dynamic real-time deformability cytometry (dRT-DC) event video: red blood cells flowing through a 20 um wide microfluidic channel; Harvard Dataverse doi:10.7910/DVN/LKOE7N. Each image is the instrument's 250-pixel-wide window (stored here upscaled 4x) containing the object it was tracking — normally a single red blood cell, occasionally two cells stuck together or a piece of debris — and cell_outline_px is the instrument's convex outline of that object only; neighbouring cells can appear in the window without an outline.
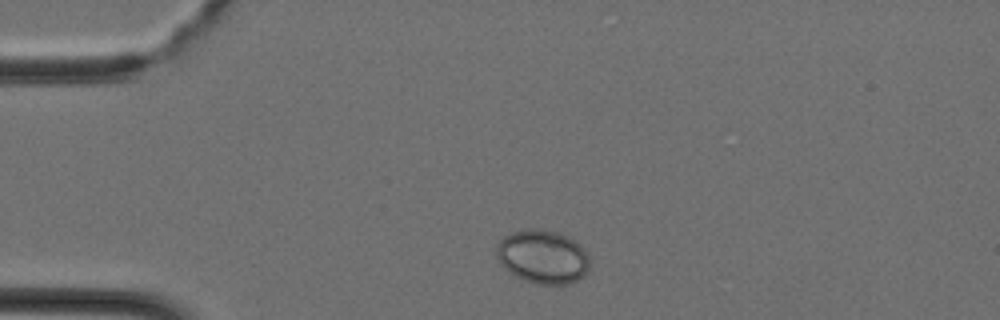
{"species": "Egyptian fruit bat (a non-hibernating species)", "species_latin": "Rousettus aegyptiacus", "temperature_condition": "cold", "stored_images_in_passage": 33, "camera_frame_rate_fps": 3000, "um_per_image_px": 0.085, "animal": {"sex": "female"}, "frame": {"image": 1, "passage_image": 3, "time_ms": 0.667, "image_size_px": [1000, 320], "cell_outline_px": [[588, 272], [584, 276], [568, 284], [540, 284], [524, 280], [516, 276], [504, 268], [500, 264], [496, 256], [496, 244], [504, 236], [512, 232], [532, 228], [536, 228], [556, 232], [568, 236], [576, 240], [588, 252]], "centroid_in_image_um": [46.13, 21.81], "position_along_channel_um": 38.9, "area_um2": 29.36}}
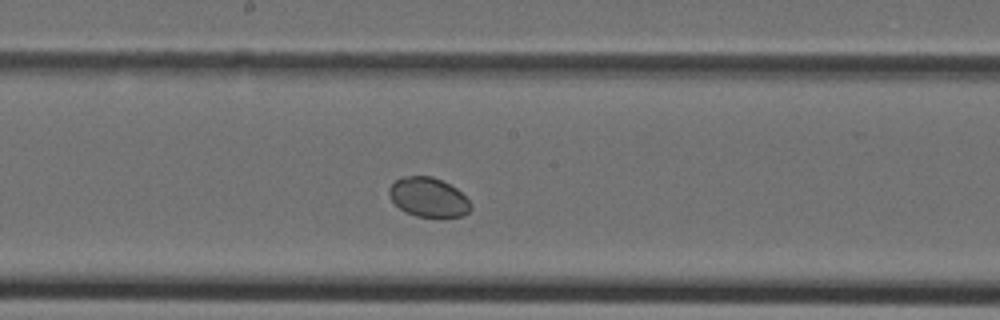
{"frame": {"image": 2, "passage_image": 15, "time_ms": 4.667, "image_size_px": [1000, 320], "cell_outline_px": [[472, 208], [464, 216], [416, 216], [400, 208], [392, 200], [388, 192], [388, 188], [396, 180], [404, 176], [432, 176], [456, 188], [472, 204]], "centroid_in_image_um": [36.42, 16.76], "position_along_channel_um": 211.8, "area_um2": 18.38}}
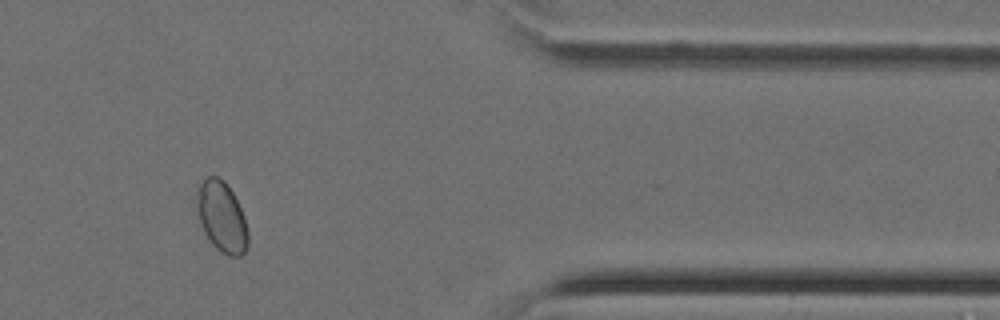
{"frame": {"image": 3, "passage_image": 27, "time_ms": 8.667, "image_size_px": [1000, 320], "cell_outline_px": [[248, 248], [240, 256], [228, 256], [216, 248], [212, 244], [204, 232], [200, 224], [196, 204], [196, 192], [200, 184], [208, 176], [216, 176], [224, 180], [228, 184], [244, 216], [248, 232]], "centroid_in_image_um": [18.84, 18.44], "position_along_channel_um": 392.6, "area_um2": 21.1}}